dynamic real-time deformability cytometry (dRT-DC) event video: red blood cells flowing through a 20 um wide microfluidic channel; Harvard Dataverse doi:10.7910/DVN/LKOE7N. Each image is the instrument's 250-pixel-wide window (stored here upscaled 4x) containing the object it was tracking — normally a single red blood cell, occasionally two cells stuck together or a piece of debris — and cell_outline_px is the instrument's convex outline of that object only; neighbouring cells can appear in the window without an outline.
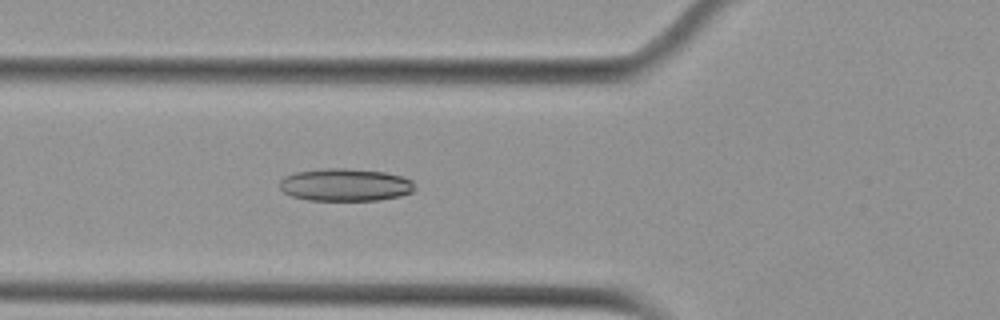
{"species": "Egyptian fruit bat (a non-hibernating species)", "species_latin": "Rousettus aegyptiacus", "temperature_condition": "cold", "stored_images_in_passage": 42, "camera_frame_rate_fps": 3000, "um_per_image_px": 0.085, "animal": {"sex": "female"}, "frame": {"image": 1, "passage_image": 10, "time_ms": 3.0, "image_size_px": [1000, 320], "cell_outline_px": [[416, 188], [412, 192], [400, 196], [380, 200], [308, 200], [292, 196], [284, 192], [280, 188], [280, 180], [284, 176], [296, 172], [324, 168], [344, 168], [384, 172], [400, 176], [412, 180]], "centroid_in_image_um": [29.35, 15.71], "position_along_channel_um": 96.5, "area_um2": 25.66}}
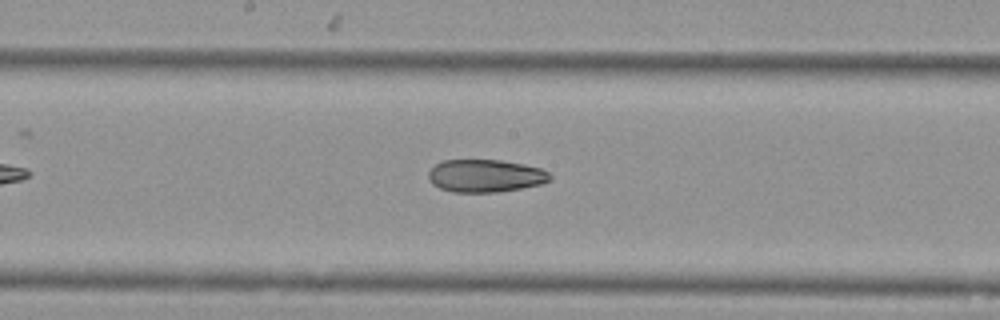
{"frame": {"image": 2, "passage_image": 19, "time_ms": 6.0, "image_size_px": [1000, 320], "cell_outline_px": [[552, 180], [540, 184], [500, 192], [452, 192], [440, 188], [432, 184], [428, 176], [428, 172], [436, 164], [444, 160], [500, 160], [524, 164], [540, 168], [548, 172], [552, 176]], "centroid_in_image_um": [41.27, 14.94], "position_along_channel_um": 206.9, "area_um2": 23.18}}
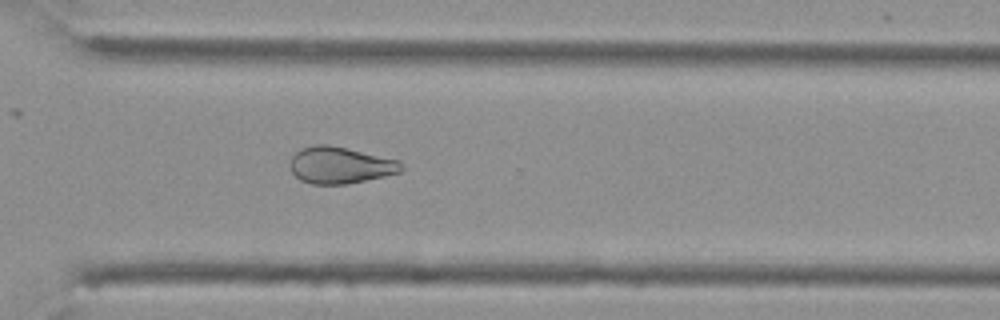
{"frame": {"image": 3, "passage_image": 30, "time_ms": 9.667, "image_size_px": [1000, 320], "cell_outline_px": [[404, 168], [400, 172], [384, 176], [348, 184], [312, 184], [300, 180], [292, 172], [288, 164], [292, 156], [300, 148], [316, 144], [328, 144], [348, 148], [400, 160]], "centroid_in_image_um": [28.9, 14.03], "position_along_channel_um": 341.7, "area_um2": 24.04}, "authors_computed_cell_mechanics": {"area_um2": 24.3049, "velocity_mm_per_s": 3.678, "shape_relaxation_time_tau1_ms": null, "shape_relaxation_time_tau2_ms": 4.4784, "deformation_change_tau1": null, "deformation_change_tau2": 0.1178}}